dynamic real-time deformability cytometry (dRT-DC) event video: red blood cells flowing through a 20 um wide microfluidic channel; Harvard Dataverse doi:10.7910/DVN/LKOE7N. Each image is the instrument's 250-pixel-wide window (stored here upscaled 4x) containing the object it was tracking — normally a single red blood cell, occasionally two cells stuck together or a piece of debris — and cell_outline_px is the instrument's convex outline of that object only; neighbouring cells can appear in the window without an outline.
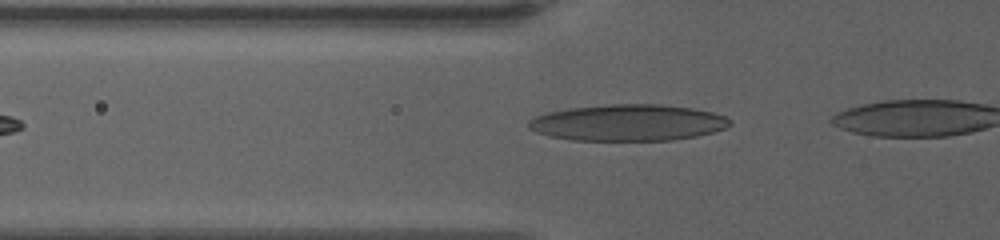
{"species": "human", "species_latin": "Homo sapiens", "temperature_condition": "warm", "stored_images_in_passage": 5, "camera_frame_rate_fps": 3000, "um_per_image_px": 0.085, "donor": {"sex": "female"}, "frame": {"image": 1, "passage_image": 2, "time_ms": 0.333, "image_size_px": [1000, 240], "cell_outline_px": [[732, 124], [724, 128], [712, 132], [696, 136], [672, 140], [572, 140], [548, 136], [536, 132], [528, 128], [528, 120], [536, 116], [548, 112], [572, 108], [608, 104], [660, 104], [692, 108], [712, 112], [724, 116], [732, 120]], "centroid_in_image_um": [53.37, 10.43], "position_along_channel_um": 72.4, "area_um2": 42.66}}